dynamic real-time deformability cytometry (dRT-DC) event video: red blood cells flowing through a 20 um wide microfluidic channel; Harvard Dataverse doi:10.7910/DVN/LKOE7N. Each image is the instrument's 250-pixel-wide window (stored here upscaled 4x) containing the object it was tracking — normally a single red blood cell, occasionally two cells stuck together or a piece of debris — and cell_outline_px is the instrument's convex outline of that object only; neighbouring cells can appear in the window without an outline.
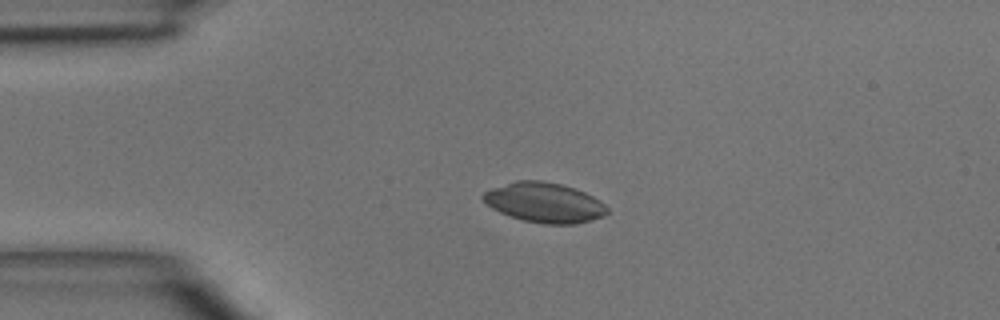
{"species": "common noctule bat (a hibernating species)", "species_latin": "Nyctalus noctula", "temperature_condition": "room temperature", "stored_images_in_passage": 4, "camera_frame_rate_fps": 3000, "um_per_image_px": 0.085, "animal": {"sex": "male", "body_mass_g": 15.6}, "frame": {"image": 1, "passage_image": 3, "time_ms": 2.333, "image_size_px": [1000, 320], "cell_outline_px": [[608, 212], [604, 216], [576, 224], [544, 224], [524, 220], [500, 212], [492, 208], [480, 196], [484, 192], [492, 188], [516, 180], [540, 180], [560, 184], [576, 188], [600, 200], [608, 208]], "centroid_in_image_um": [46.29, 17.21], "position_along_channel_um": 38.7, "area_um2": 28.73}}